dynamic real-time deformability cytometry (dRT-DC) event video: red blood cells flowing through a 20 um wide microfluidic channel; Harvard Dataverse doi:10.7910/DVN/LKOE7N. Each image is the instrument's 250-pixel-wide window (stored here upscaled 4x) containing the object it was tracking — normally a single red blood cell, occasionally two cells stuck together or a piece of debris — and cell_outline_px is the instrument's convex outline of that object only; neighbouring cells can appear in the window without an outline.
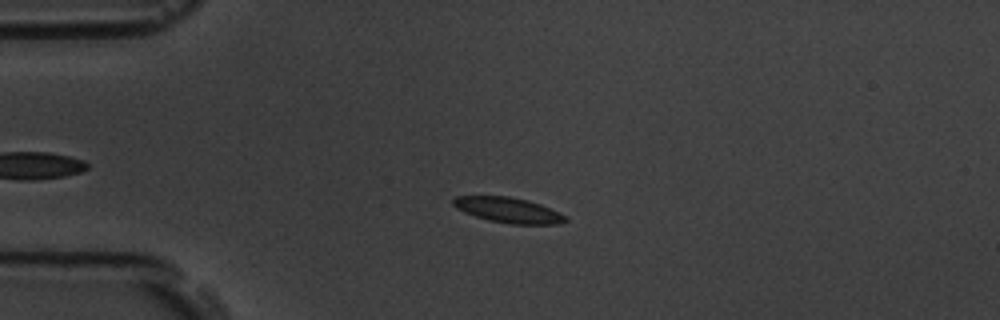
{"species": "common noctule bat (a hibernating species)", "species_latin": "Nyctalus noctula", "temperature_condition": "room temperature", "stored_images_in_passage": 54, "camera_frame_rate_fps": 3000, "um_per_image_px": 0.085, "animal": {"sex": "male", "body_mass_g": 19.5, "forearm_length_mm": 54.6}, "frame": {"image": 1, "passage_image": 13, "time_ms": 4.0, "image_size_px": [1000, 320], "cell_outline_px": [[568, 220], [560, 224], [512, 224], [488, 220], [464, 212], [456, 208], [452, 204], [452, 200], [456, 196], [508, 196], [528, 200], [540, 204], [568, 216]], "centroid_in_image_um": [43.22, 17.86], "position_along_channel_um": 41.8, "area_um2": 16.59}}
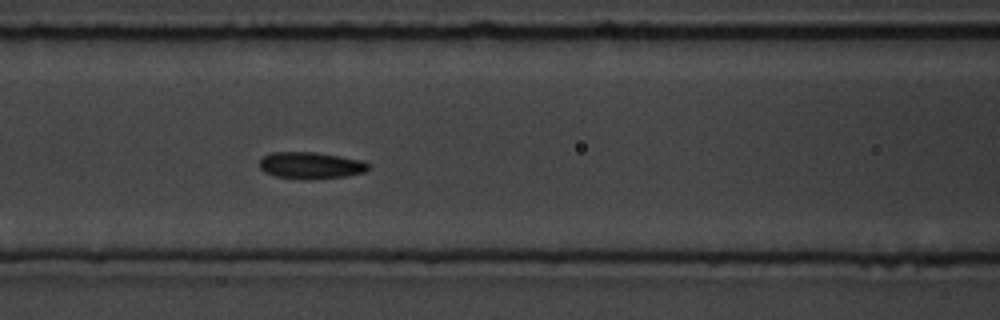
{"frame": {"image": 2, "passage_image": 23, "time_ms": 7.333, "image_size_px": [1000, 320], "cell_outline_px": [[368, 172], [344, 176], [308, 180], [300, 180], [276, 176], [264, 172], [260, 168], [260, 160], [264, 156], [272, 152], [316, 152], [340, 156], [360, 160], [368, 164]], "centroid_in_image_um": [26.4, 14.07], "position_along_channel_um": 140.2, "area_um2": 17.05}}
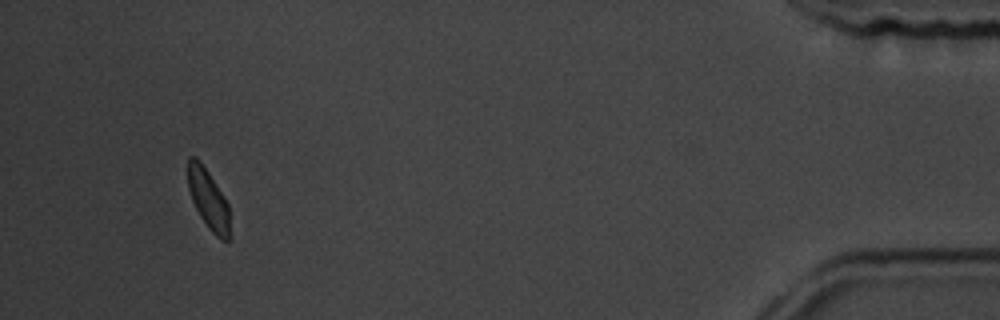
{"frame": {"image": 3, "passage_image": 51, "time_ms": 16.667, "image_size_px": [1000, 320], "cell_outline_px": [[232, 240], [220, 240], [208, 228], [200, 216], [192, 200], [188, 188], [188, 156], [196, 156], [200, 160], [208, 172], [228, 204], [232, 236]], "centroid_in_image_um": [17.74, 16.99], "position_along_channel_um": 417.5, "area_um2": 14.85}, "authors_computed_cell_mechanics": {"area_um2": 16.3574, "velocity_mm_per_s": 3.7492, "shape_relaxation_time_tau1_ms": 1.7547, "shape_relaxation_time_tau2_ms": 2.6703, "deformation_change_tau1": 0.1124, "deformation_change_tau2": 0.0788}}